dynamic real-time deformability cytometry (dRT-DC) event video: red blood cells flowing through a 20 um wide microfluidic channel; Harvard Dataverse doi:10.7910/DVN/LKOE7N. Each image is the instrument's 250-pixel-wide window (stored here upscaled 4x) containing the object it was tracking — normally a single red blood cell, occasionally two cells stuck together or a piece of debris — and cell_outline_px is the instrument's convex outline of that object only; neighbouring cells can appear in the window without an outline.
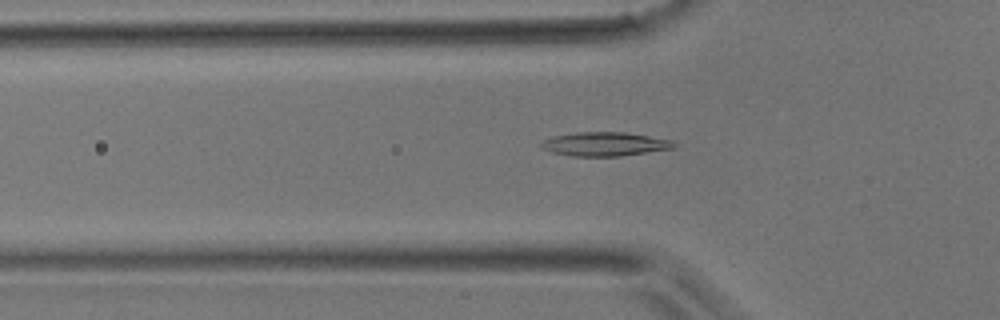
{"species": "common noctule bat (a hibernating species)", "species_latin": "Nyctalus noctula", "temperature_condition": "room temperature", "stored_images_in_passage": 35, "camera_frame_rate_fps": 3000, "um_per_image_px": 0.085, "animal": {"sex": "male", "body_mass_g": 17.9}, "frame": {"image": 1, "passage_image": 5, "time_ms": 1.333, "image_size_px": [1000, 320], "cell_outline_px": [[676, 144], [672, 148], [620, 156], [572, 156], [552, 152], [540, 148], [540, 144], [544, 140], [552, 136], [576, 132], [624, 132], [672, 140]], "centroid_in_image_um": [51.35, 12.24], "position_along_channel_um": 74.5, "area_um2": 18.32}}
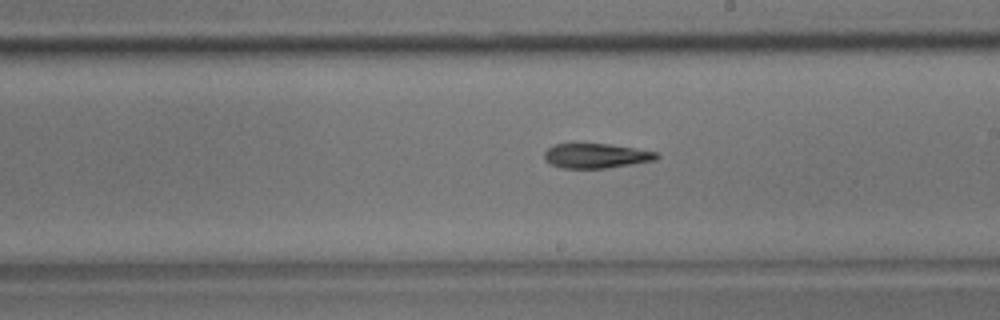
{"frame": {"image": 2, "passage_image": 16, "time_ms": 5.0, "image_size_px": [1000, 320], "cell_outline_px": [[660, 156], [656, 160], [608, 168], [560, 168], [548, 164], [544, 160], [544, 152], [548, 148], [556, 144], [608, 144], [656, 152]], "centroid_in_image_um": [50.62, 13.26], "position_along_channel_um": 238.4, "area_um2": 16.13}}
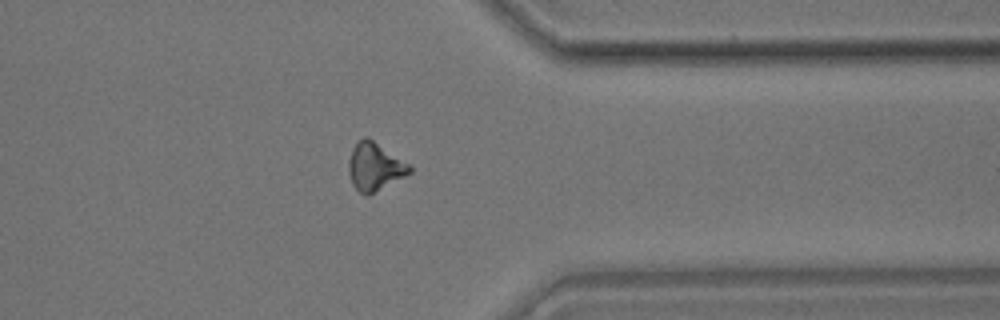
{"frame": {"image": 3, "passage_image": 26, "time_ms": 8.333, "image_size_px": [1000, 320], "cell_outline_px": [[412, 172], [368, 196], [360, 192], [352, 184], [348, 172], [348, 160], [352, 148], [356, 140], [364, 136], [368, 136], [412, 164]], "centroid_in_image_um": [31.86, 14.12], "position_along_channel_um": 379.5, "area_um2": 17.51}}